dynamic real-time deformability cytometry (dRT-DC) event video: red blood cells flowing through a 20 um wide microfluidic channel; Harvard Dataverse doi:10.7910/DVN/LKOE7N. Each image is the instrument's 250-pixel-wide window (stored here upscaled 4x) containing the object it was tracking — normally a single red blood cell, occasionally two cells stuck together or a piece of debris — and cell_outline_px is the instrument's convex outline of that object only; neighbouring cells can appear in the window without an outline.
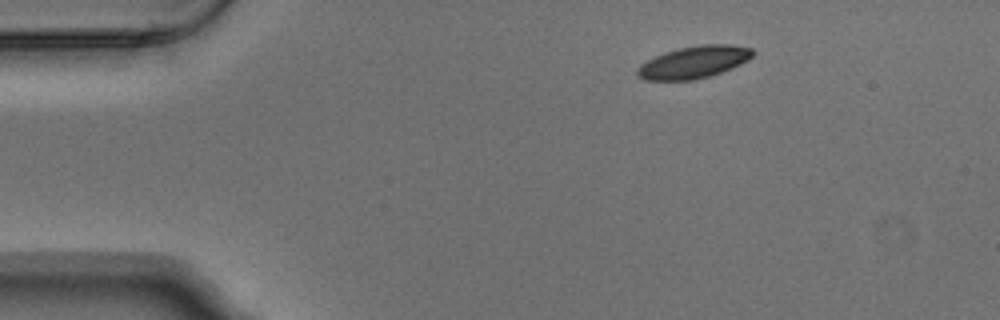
{"species": "Egyptian fruit bat (a non-hibernating species)", "species_latin": "Rousettus aegyptiacus", "temperature_condition": "warm", "stored_images_in_passage": 3, "camera_frame_rate_fps": 3000, "um_per_image_px": 0.085, "animal": {"sex": "male"}, "frame": {"image": 1, "passage_image": 1, "time_ms": 0.0, "image_size_px": [1000, 320], "cell_outline_px": [[756, 52], [748, 60], [732, 68], [708, 76], [692, 80], [644, 80], [636, 76], [636, 72], [640, 64], [664, 52], [680, 48], [700, 44], [732, 44], [752, 48]], "centroid_in_image_um": [58.98, 5.27], "position_along_channel_um": 26.0, "area_um2": 21.68}}